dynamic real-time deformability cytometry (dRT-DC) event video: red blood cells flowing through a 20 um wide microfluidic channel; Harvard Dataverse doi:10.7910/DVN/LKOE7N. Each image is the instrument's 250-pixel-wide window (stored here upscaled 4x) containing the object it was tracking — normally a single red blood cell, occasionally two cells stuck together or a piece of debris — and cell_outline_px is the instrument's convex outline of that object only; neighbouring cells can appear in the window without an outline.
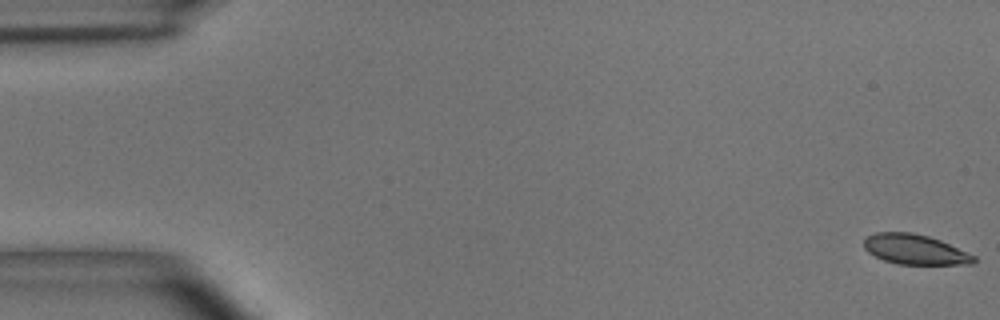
{"species": "common noctule bat (a hibernating species)", "species_latin": "Nyctalus noctula", "temperature_condition": "room temperature", "stored_images_in_passage": 15, "camera_frame_rate_fps": 3000, "um_per_image_px": 0.085, "animal": {"sex": "male", "body_mass_g": 15.6}, "frame": {"image": 1, "passage_image": 1, "time_ms": 0.0, "image_size_px": [1000, 320], "cell_outline_px": [[976, 260], [972, 264], [896, 264], [884, 260], [868, 252], [864, 248], [864, 240], [868, 236], [876, 232], [912, 232], [928, 236], [940, 240], [976, 256]], "centroid_in_image_um": [77.77, 21.2], "position_along_channel_um": 7.2, "area_um2": 19.13}}
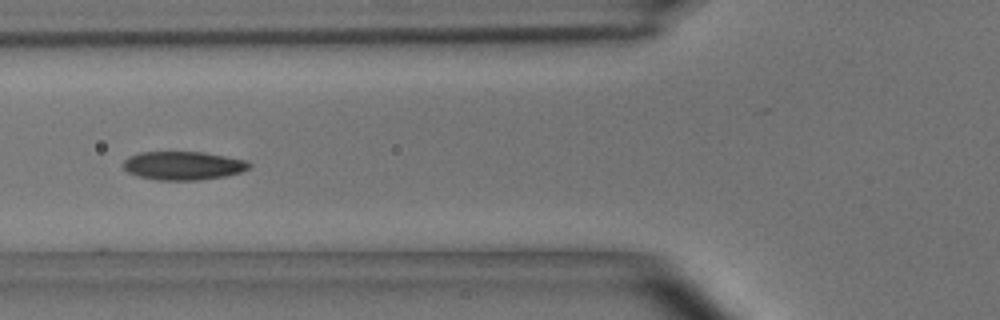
{"frame": {"image": 2, "passage_image": 6, "time_ms": 1.667, "image_size_px": [1000, 320], "cell_outline_px": [[252, 164], [248, 168], [240, 172], [224, 176], [200, 180], [156, 180], [136, 176], [128, 172], [124, 168], [124, 160], [128, 156], [140, 152], [204, 152], [248, 160]], "centroid_in_image_um": [15.56, 14.07], "position_along_channel_um": 110.2, "area_um2": 21.04}}
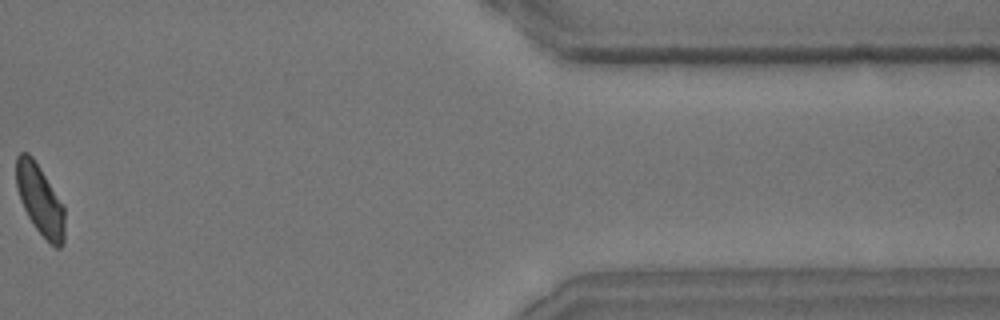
{"frame": {"image": 3, "passage_image": 14, "time_ms": 4.333, "image_size_px": [1000, 320], "cell_outline_px": [[64, 244], [60, 248], [56, 248], [36, 228], [28, 216], [20, 200], [16, 188], [16, 156], [20, 152], [28, 152], [32, 156], [64, 204]], "centroid_in_image_um": [3.4, 16.97], "position_along_channel_um": 408.0, "area_um2": 19.83}}